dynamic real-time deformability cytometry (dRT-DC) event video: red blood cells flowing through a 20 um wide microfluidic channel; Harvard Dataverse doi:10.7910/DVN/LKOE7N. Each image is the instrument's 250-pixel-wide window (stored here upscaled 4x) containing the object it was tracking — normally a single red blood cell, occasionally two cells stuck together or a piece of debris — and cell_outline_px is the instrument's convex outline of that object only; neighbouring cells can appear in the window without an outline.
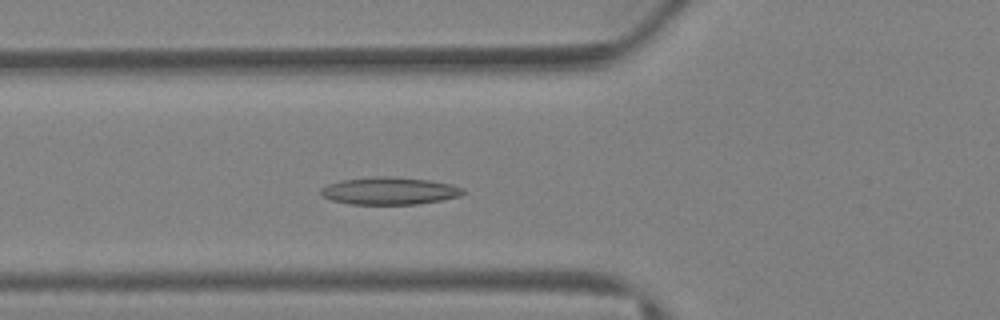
{"species": "Egyptian fruit bat (a non-hibernating species)", "species_latin": "Rousettus aegyptiacus", "temperature_condition": "warm", "stored_images_in_passage": 29, "camera_frame_rate_fps": 3000, "um_per_image_px": 0.085, "animal": {"sex": "female"}, "frame": {"image": 1, "passage_image": 4, "time_ms": 1.0, "image_size_px": [1000, 320], "cell_outline_px": [[464, 192], [460, 196], [440, 200], [416, 204], [348, 204], [332, 200], [324, 196], [320, 192], [320, 188], [328, 184], [340, 180], [372, 176], [392, 176], [428, 180], [452, 184], [464, 188]], "centroid_in_image_um": [33.09, 16.21], "position_along_channel_um": 92.7, "area_um2": 22.77}}
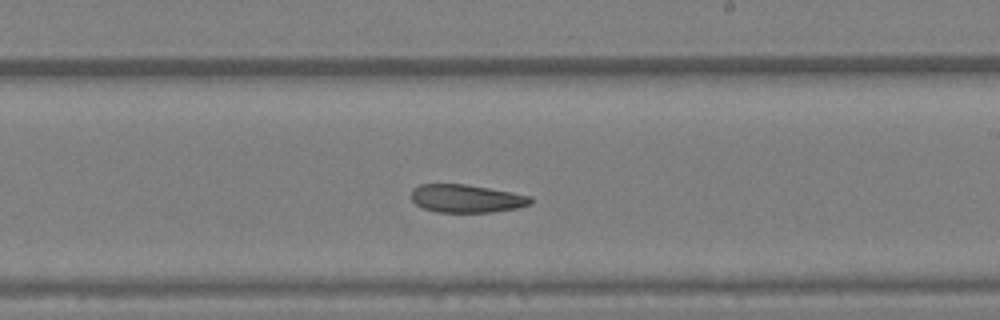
{"frame": {"image": 2, "passage_image": 13, "time_ms": 4.0, "image_size_px": [1000, 320], "cell_outline_px": [[532, 204], [516, 208], [492, 212], [436, 212], [424, 208], [416, 204], [412, 200], [412, 188], [420, 184], [464, 184], [488, 188], [532, 196]], "centroid_in_image_um": [39.64, 16.87], "position_along_channel_um": 249.4, "area_um2": 19.42}}
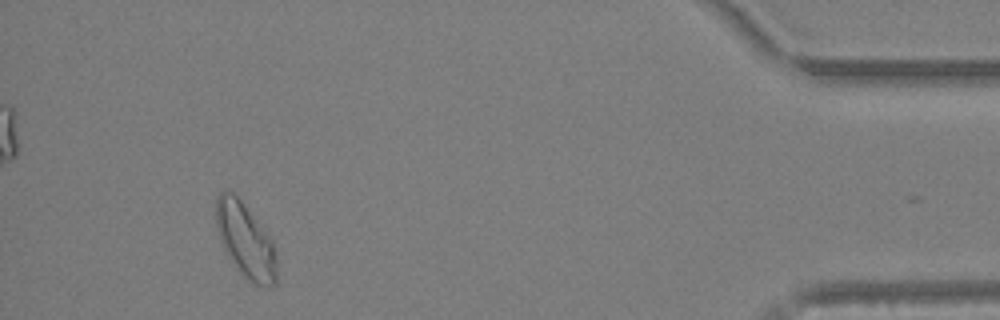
{"frame": {"image": 3, "passage_image": 26, "time_ms": 8.333, "image_size_px": [1000, 320], "cell_outline_px": [[276, 284], [256, 284], [248, 280], [240, 272], [228, 256], [220, 240], [216, 228], [216, 196], [220, 192], [232, 192], [240, 200], [264, 228], [272, 240], [276, 260]], "centroid_in_image_um": [20.84, 20.41], "position_along_channel_um": 414.4, "area_um2": 25.84}}